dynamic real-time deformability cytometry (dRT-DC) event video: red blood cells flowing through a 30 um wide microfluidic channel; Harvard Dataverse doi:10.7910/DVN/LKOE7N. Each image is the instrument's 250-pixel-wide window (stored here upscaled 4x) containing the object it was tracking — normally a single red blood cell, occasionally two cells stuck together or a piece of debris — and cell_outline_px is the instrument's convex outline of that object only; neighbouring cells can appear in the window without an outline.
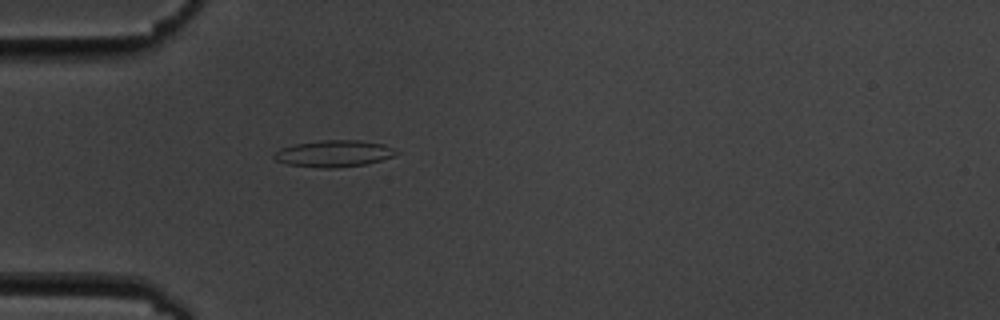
{"species": "common noctule bat (a hibernating species)", "species_latin": "Nyctalus noctula", "temperature_condition": "cold", "stored_images_in_passage": 1, "camera_frame_rate_fps": 3000, "um_per_image_px": 0.085, "animal": {"sex": "male", "body_mass_g": 19.5, "forearm_length_mm": 54.6}, "frame": {"image": 1, "passage_image": 1, "time_ms": 0.0, "image_size_px": [1000, 320], "cell_outline_px": [[400, 152], [392, 156], [380, 160], [364, 164], [332, 168], [320, 168], [288, 164], [276, 160], [272, 156], [280, 148], [292, 144], [320, 140], [360, 140], [384, 144]], "centroid_in_image_um": [28.35, 13.04], "position_along_channel_um": 56.7, "area_um2": 18.9}}